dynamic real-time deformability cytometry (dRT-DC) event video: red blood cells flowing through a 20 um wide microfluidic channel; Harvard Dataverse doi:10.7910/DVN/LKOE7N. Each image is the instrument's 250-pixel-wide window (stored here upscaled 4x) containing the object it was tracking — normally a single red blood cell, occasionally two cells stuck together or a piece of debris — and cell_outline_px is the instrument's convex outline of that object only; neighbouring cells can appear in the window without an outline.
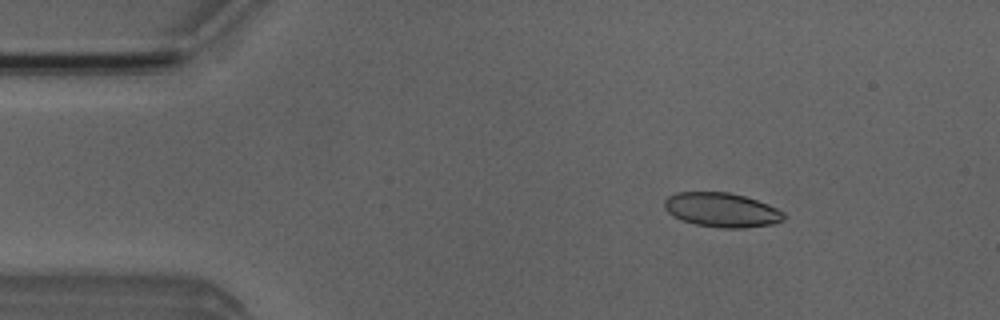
{"species": "Egyptian fruit bat (a non-hibernating species)", "species_latin": "Rousettus aegyptiacus", "temperature_condition": "room temperature", "stored_images_in_passage": 4, "camera_frame_rate_fps": 3000, "um_per_image_px": 0.085, "animal": {"sex": "male"}, "frame": {"image": 1, "passage_image": 2, "time_ms": 1.0, "image_size_px": [1000, 320], "cell_outline_px": [[788, 216], [784, 220], [772, 224], [744, 228], [720, 228], [696, 224], [680, 220], [672, 216], [664, 208], [664, 200], [668, 196], [676, 192], [728, 192], [744, 196], [768, 204], [784, 212]], "centroid_in_image_um": [61.34, 17.85], "position_along_channel_um": 23.7, "area_um2": 24.1}}